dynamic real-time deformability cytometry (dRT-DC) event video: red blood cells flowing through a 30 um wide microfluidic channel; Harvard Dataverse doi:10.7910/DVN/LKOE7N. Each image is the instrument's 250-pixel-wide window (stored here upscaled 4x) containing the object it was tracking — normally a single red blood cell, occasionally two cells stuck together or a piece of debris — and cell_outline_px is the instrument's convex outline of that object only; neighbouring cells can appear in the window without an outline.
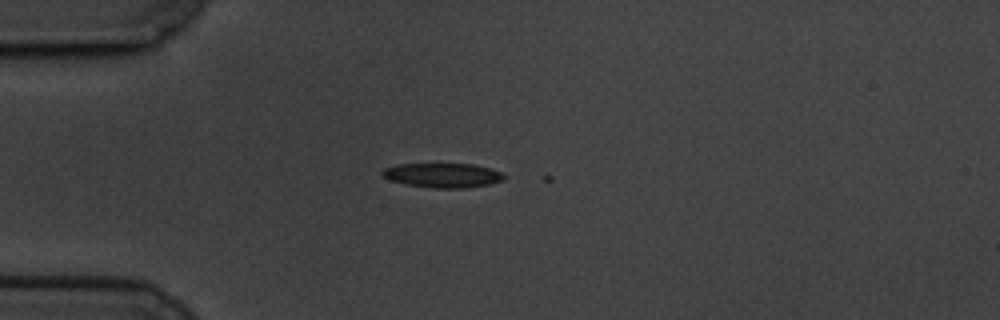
{"species": "common noctule bat (a hibernating species)", "species_latin": "Nyctalus noctula", "temperature_condition": "cold", "stored_images_in_passage": 3, "camera_frame_rate_fps": 3000, "um_per_image_px": 0.085, "animal": {"sex": "male", "body_mass_g": 19.5, "forearm_length_mm": 54.6}, "frame": {"image": 1, "passage_image": 2, "time_ms": 0.333, "image_size_px": [1000, 320], "cell_outline_px": [[508, 176], [504, 180], [488, 184], [464, 188], [436, 188], [404, 184], [388, 180], [380, 172], [384, 168], [396, 164], [472, 164], [488, 168], [500, 172]], "centroid_in_image_um": [37.61, 14.9], "position_along_channel_um": 47.4, "area_um2": 17.34}}